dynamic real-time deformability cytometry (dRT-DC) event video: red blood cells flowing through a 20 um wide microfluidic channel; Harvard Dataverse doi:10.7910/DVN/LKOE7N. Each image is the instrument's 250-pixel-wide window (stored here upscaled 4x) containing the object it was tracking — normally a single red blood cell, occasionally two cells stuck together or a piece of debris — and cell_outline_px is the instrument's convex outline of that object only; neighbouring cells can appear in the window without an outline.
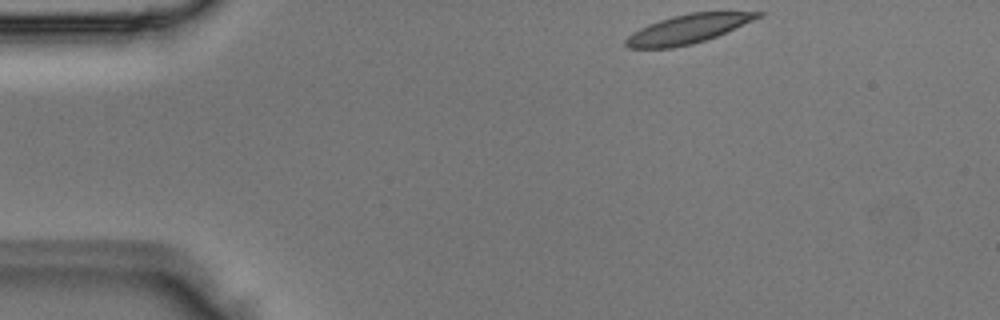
{"species": "Egyptian fruit bat (a non-hibernating species)", "species_latin": "Rousettus aegyptiacus", "temperature_condition": "room temperature", "stored_images_in_passage": 4, "segment_of_instrument_passage": [2, 2], "camera_frame_rate_fps": 3000, "um_per_image_px": 0.085, "animal": {"sex": "male"}, "frame": {"image": 1, "passage_image": 4, "time_ms": 1.0, "image_size_px": [1000, 320], "cell_outline_px": [[764, 12], [760, 16], [728, 32], [692, 44], [672, 48], [628, 48], [624, 44], [624, 40], [632, 32], [648, 24], [672, 16], [692, 12]], "centroid_in_image_um": [58.41, 2.47], "position_along_channel_um": 26.6, "area_um2": 22.02}}